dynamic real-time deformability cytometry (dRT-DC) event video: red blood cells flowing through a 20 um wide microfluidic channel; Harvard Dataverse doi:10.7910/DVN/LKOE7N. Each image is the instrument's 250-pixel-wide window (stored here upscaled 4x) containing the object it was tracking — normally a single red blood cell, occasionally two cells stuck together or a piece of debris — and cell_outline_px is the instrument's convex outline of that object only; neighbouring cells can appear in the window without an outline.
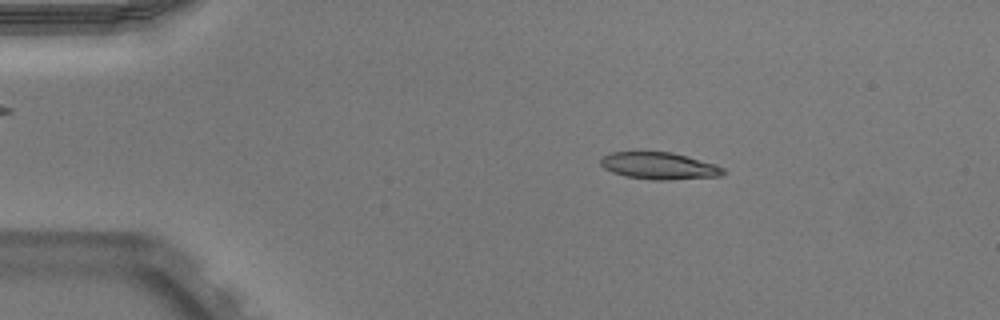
{"species": "Egyptian fruit bat (a non-hibernating species)", "species_latin": "Rousettus aegyptiacus", "temperature_condition": "warm", "stored_images_in_passage": 51, "camera_frame_rate_fps": 3000, "um_per_image_px": 0.085, "animal": {"sex": "male"}, "frame": {"image": 1, "passage_image": 9, "time_ms": 2.667, "image_size_px": [1000, 320], "cell_outline_px": [[728, 172], [720, 176], [668, 180], [652, 180], [624, 176], [612, 172], [604, 168], [600, 164], [600, 160], [604, 156], [612, 152], [636, 148], [672, 152], [688, 156], [716, 164], [724, 168]], "centroid_in_image_um": [55.99, 14.05], "position_along_channel_um": 29.0, "area_um2": 20.29}}
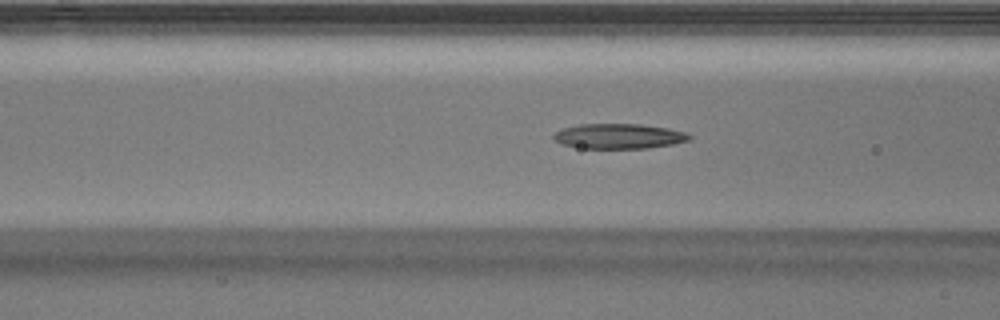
{"frame": {"image": 2, "passage_image": 20, "time_ms": 6.333, "image_size_px": [1000, 320], "cell_outline_px": [[692, 140], [672, 144], [648, 148], [580, 148], [560, 144], [552, 136], [556, 132], [564, 128], [580, 124], [640, 124], [668, 128], [688, 132], [692, 136]], "centroid_in_image_um": [52.65, 11.58], "position_along_channel_um": 113.9, "area_um2": 19.88}}
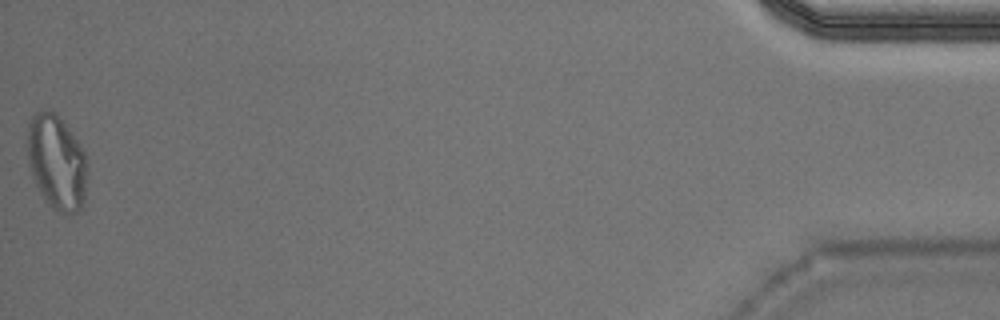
{"frame": {"image": 3, "passage_image": 51, "time_ms": 16.667, "image_size_px": [1000, 320], "cell_outline_px": [[84, 200], [80, 208], [76, 212], [60, 212], [52, 208], [44, 200], [32, 176], [28, 164], [28, 124], [32, 116], [36, 112], [44, 108], [48, 108], [56, 112], [68, 128], [84, 152]], "centroid_in_image_um": [4.75, 13.74], "position_along_channel_um": 430.4, "area_um2": 32.43}, "authors_computed_cell_mechanics": {"area_um2": 19.8254, "velocity_mm_per_s": 3.9583, "shape_relaxation_time_tau1_ms": null, "shape_relaxation_time_tau2_ms": 5.0249, "deformation_change_tau1": null, "deformation_change_tau2": 0.1152}}